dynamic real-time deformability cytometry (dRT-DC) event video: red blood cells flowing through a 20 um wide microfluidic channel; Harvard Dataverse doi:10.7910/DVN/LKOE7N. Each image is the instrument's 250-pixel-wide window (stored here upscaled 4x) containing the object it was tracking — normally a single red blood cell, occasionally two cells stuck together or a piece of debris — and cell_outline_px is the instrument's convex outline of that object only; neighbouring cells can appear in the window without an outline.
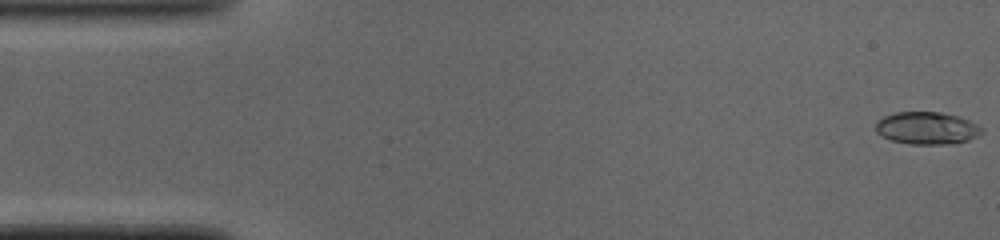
{"species": "common noctule bat (a hibernating species)", "species_latin": "Nyctalus noctula", "temperature_condition": "cold", "stored_images_in_passage": 49, "camera_frame_rate_fps": 3000, "um_per_image_px": 0.085, "animal": {"sex": "male", "body_mass_g": 19.0, "forearm_length_mm": 50.8}, "frame": {"image": 1, "passage_image": 1, "time_ms": 0.0, "image_size_px": [1000, 240], "cell_outline_px": [[984, 132], [968, 140], [952, 144], [908, 144], [892, 140], [876, 132], [876, 120], [884, 116], [896, 112], [940, 112], [956, 116], [968, 120], [984, 128]], "centroid_in_image_um": [78.79, 10.89], "position_along_channel_um": 6.2, "area_um2": 20.0}}
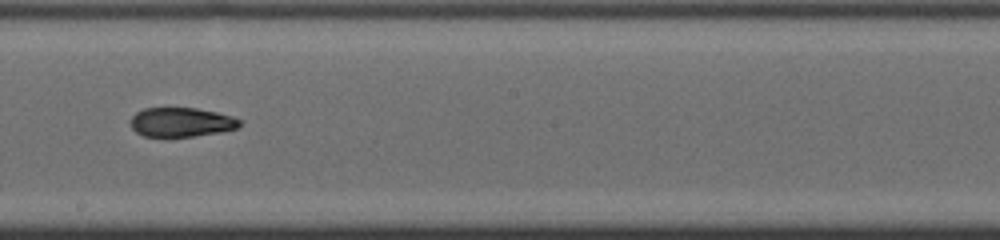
{"frame": {"image": 2, "passage_image": 27, "time_ms": 8.667, "image_size_px": [1000, 240], "cell_outline_px": [[244, 124], [236, 128], [220, 132], [192, 136], [144, 136], [136, 132], [132, 128], [132, 116], [136, 112], [144, 108], [196, 108], [216, 112], [232, 116], [244, 120]], "centroid_in_image_um": [15.46, 10.38], "position_along_channel_um": 232.7, "area_um2": 18.55}}
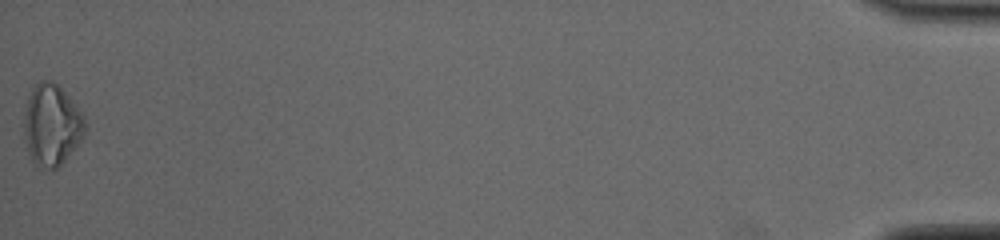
{"frame": {"image": 3, "passage_image": 49, "time_ms": 16.0, "image_size_px": [1000, 240], "cell_outline_px": [[88, 128], [84, 136], [64, 160], [52, 172], [36, 164], [32, 160], [28, 152], [24, 140], [24, 112], [28, 96], [32, 88], [40, 80], [52, 80], [68, 96], [84, 116], [88, 124]], "centroid_in_image_um": [4.39, 10.63], "position_along_channel_um": 430.8, "area_um2": 29.07}, "authors_computed_cell_mechanics": {"area_um2": 19.8254, "velocity_mm_per_s": 4.1103, "shape_relaxation_time_tau1_ms": null, "shape_relaxation_time_tau2_ms": 1.9984, "deformation_change_tau1": null, "deformation_change_tau2": 0.0733}}